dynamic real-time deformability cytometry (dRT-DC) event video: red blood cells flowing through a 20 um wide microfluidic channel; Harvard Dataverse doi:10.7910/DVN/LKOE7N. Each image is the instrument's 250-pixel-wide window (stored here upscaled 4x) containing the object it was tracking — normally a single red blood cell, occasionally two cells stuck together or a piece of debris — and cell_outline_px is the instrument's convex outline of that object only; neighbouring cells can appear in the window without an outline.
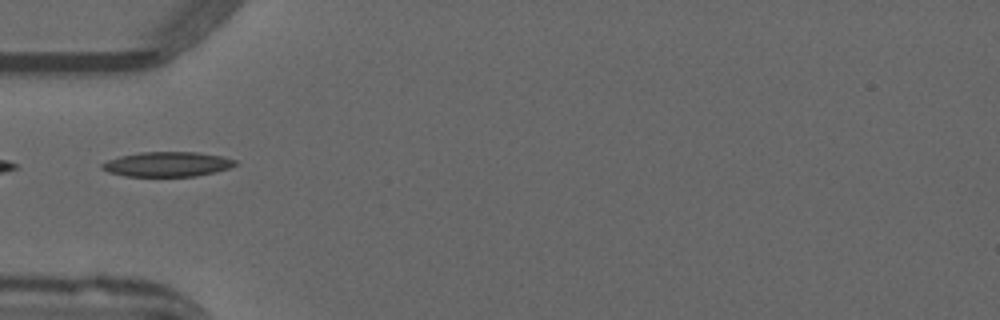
{"species": "common noctule bat (a hibernating species)", "species_latin": "Nyctalus noctula", "temperature_condition": "warm", "stored_images_in_passage": 32, "camera_frame_rate_fps": 3000, "um_per_image_px": 0.085, "animal": {"sex": "male", "forearm_length_mm": 52.5}, "frame": {"image": 1, "passage_image": 1, "time_ms": 0.0, "image_size_px": [1000, 320], "cell_outline_px": [[236, 164], [228, 168], [216, 172], [196, 176], [124, 176], [108, 172], [100, 168], [100, 164], [108, 160], [120, 156], [140, 152], [196, 152], [220, 156], [236, 160]], "centroid_in_image_um": [14.18, 13.96], "position_along_channel_um": 70.8, "area_um2": 19.19}}
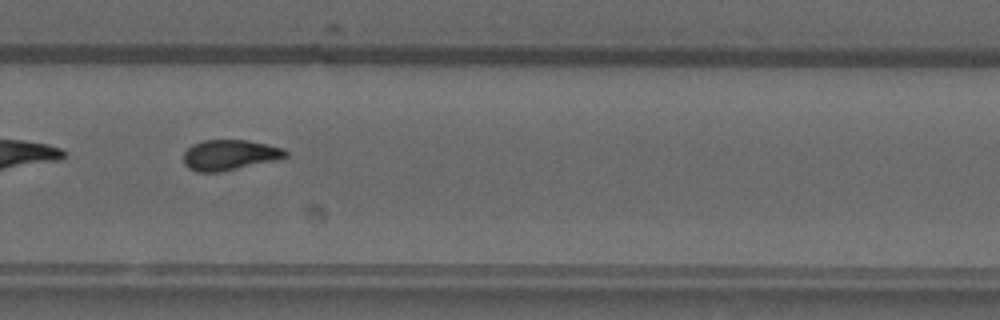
{"frame": {"image": 2, "passage_image": 19, "time_ms": 6.0, "image_size_px": [1000, 320], "cell_outline_px": [[288, 156], [280, 160], [220, 172], [196, 172], [188, 168], [184, 164], [184, 152], [192, 144], [204, 140], [248, 140], [268, 144], [284, 148], [288, 152]], "centroid_in_image_um": [19.56, 13.18], "position_along_channel_um": 310.2, "area_um2": 18.44}, "authors_computed_cell_mechanics": {"area_um2": 18.4671, "velocity_mm_per_s": 3.9913, "shape_relaxation_time_tau1_ms": 5.2039, "shape_relaxation_time_tau2_ms": 4.4409, "deformation_change_tau1": 0.1787, "deformation_change_tau2": 0.0857}}